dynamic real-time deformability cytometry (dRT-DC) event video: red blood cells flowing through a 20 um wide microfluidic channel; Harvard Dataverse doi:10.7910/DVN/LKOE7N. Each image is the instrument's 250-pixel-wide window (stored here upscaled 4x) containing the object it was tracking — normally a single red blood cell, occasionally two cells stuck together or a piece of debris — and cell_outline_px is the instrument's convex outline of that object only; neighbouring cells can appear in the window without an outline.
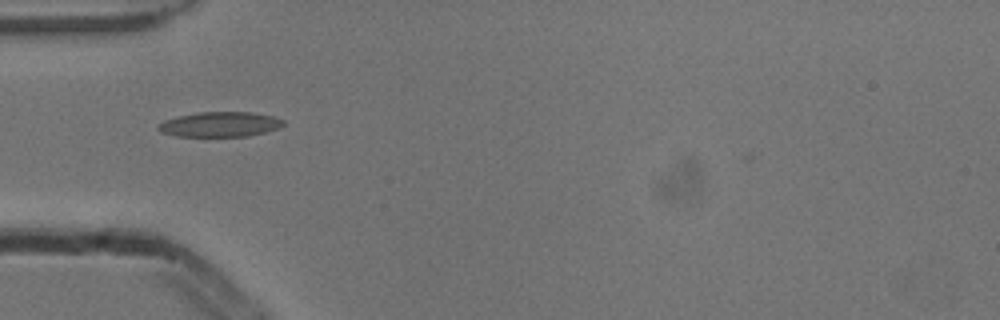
{"species": "common noctule bat (a hibernating species)", "species_latin": "Nyctalus noctula", "temperature_condition": "cold", "stored_images_in_passage": 40, "camera_frame_rate_fps": 3000, "um_per_image_px": 0.085, "animal": {"sex": "male", "body_mass_g": 13.3}, "frame": {"image": 1, "passage_image": 4, "time_ms": 1.0, "image_size_px": [1000, 320], "cell_outline_px": [[284, 124], [280, 128], [248, 136], [176, 136], [160, 132], [156, 128], [164, 120], [196, 112], [252, 112], [272, 116], [284, 120]], "centroid_in_image_um": [18.7, 10.57], "position_along_channel_um": 66.3, "area_um2": 18.15}}
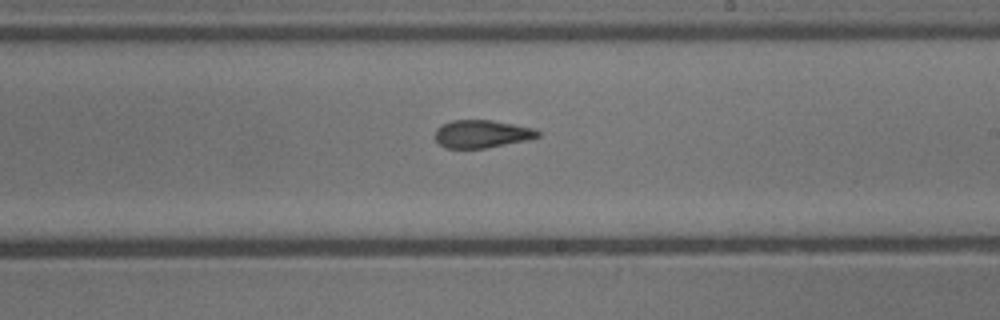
{"frame": {"image": 2, "passage_image": 18, "time_ms": 5.667, "image_size_px": [1000, 320], "cell_outline_px": [[540, 136], [528, 140], [484, 148], [444, 148], [436, 140], [436, 128], [440, 124], [452, 120], [492, 120], [536, 128], [540, 132]], "centroid_in_image_um": [40.96, 11.37], "position_along_channel_um": 248.0, "area_um2": 16.76}}
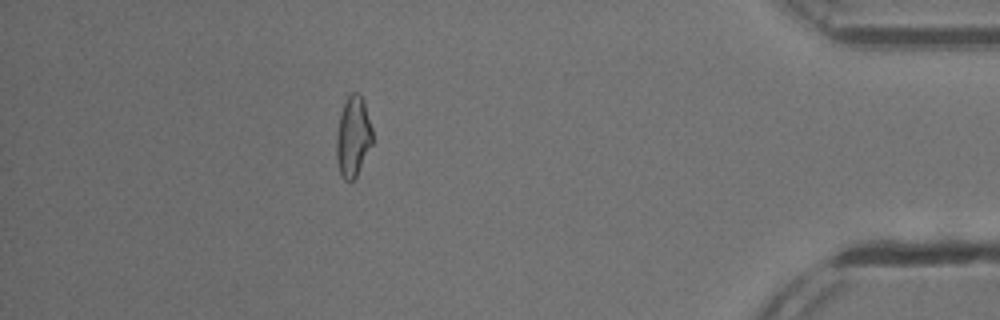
{"frame": {"image": 3, "passage_image": 34, "time_ms": 11.0, "image_size_px": [1000, 320], "cell_outline_px": [[372, 144], [356, 176], [352, 180], [344, 180], [340, 172], [336, 160], [336, 136], [340, 112], [348, 96], [352, 92], [356, 92], [364, 100], [372, 128]], "centroid_in_image_um": [30.0, 11.6], "position_along_channel_um": 405.2, "area_um2": 16.82}, "authors_computed_cell_mechanics": {"area_um2": 17.2822, "velocity_mm_per_s": 3.8768, "shape_relaxation_time_tau1_ms": 5.2989, "shape_relaxation_time_tau2_ms": 2.5318, "deformation_change_tau1": 0.1484, "deformation_change_tau2": 0.0978}}